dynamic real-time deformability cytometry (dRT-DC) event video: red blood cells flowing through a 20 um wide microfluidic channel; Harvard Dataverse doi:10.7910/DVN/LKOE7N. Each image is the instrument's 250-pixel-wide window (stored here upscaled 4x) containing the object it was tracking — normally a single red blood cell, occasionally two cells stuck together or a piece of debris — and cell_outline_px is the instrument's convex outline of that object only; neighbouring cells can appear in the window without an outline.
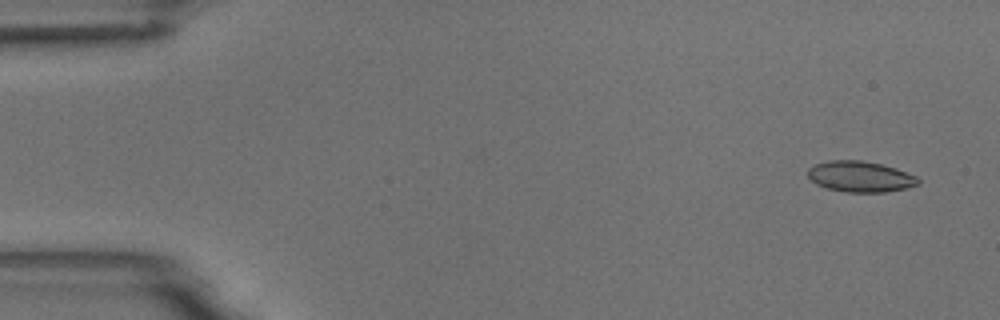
{"species": "common noctule bat (a hibernating species)", "species_latin": "Nyctalus noctula", "temperature_condition": "room temperature", "stored_images_in_passage": 8, "camera_frame_rate_fps": 3000, "um_per_image_px": 0.085, "animal": {"sex": "male", "body_mass_g": 18.8}, "frame": {"image": 1, "passage_image": 1, "time_ms": 0.0, "image_size_px": [1000, 320], "cell_outline_px": [[920, 184], [904, 188], [884, 192], [844, 192], [828, 188], [816, 184], [808, 176], [808, 168], [816, 164], [828, 160], [860, 160], [880, 164], [896, 168], [916, 176], [920, 180]], "centroid_in_image_um": [73.12, 15.01], "position_along_channel_um": 11.9, "area_um2": 19.71}}
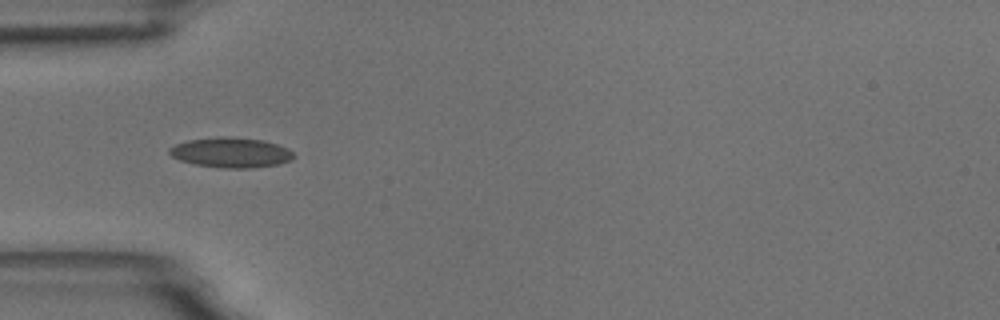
{"frame": {"image": 2, "passage_image": 5, "time_ms": 4.667, "image_size_px": [1000, 320], "cell_outline_px": [[296, 156], [292, 160], [276, 164], [252, 168], [224, 168], [196, 164], [180, 160], [172, 156], [168, 152], [168, 148], [176, 144], [188, 140], [220, 136], [232, 136], [264, 140], [288, 148]], "centroid_in_image_um": [19.64, 12.95], "position_along_channel_um": 65.4, "area_um2": 21.85}}